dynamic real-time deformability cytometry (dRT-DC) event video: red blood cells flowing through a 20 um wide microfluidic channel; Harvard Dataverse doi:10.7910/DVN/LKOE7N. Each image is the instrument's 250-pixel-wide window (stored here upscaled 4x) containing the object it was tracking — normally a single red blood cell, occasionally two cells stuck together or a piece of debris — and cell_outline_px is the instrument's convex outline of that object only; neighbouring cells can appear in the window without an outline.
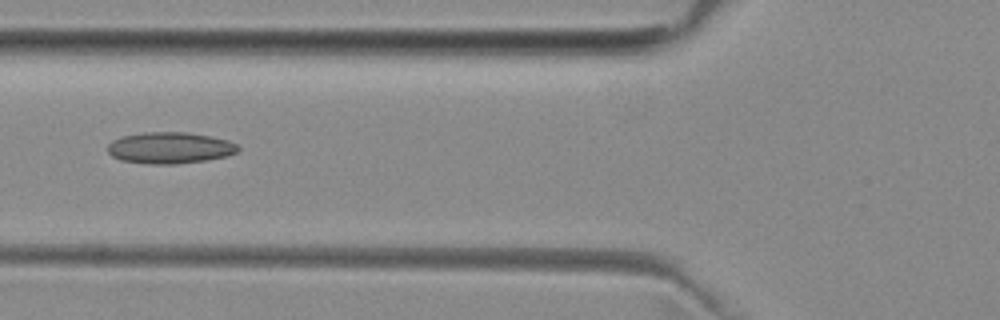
{"species": "common noctule bat (a hibernating species)", "species_latin": "Nyctalus noctula", "temperature_condition": "room temperature", "stored_images_in_passage": 6, "camera_frame_rate_fps": 3000, "um_per_image_px": 0.085, "animal": {"sex": "female", "body_mass_g": 29.2, "forearm_length_mm": 56.3}, "frame": {"image": 1, "passage_image": 5, "time_ms": 4.667, "image_size_px": [1000, 320], "cell_outline_px": [[240, 148], [236, 152], [228, 156], [204, 160], [176, 164], [148, 164], [120, 160], [112, 156], [108, 152], [108, 144], [112, 140], [124, 136], [144, 132], [188, 132], [212, 136], [228, 140], [236, 144]], "centroid_in_image_um": [14.44, 12.56], "position_along_channel_um": 111.4, "area_um2": 23.93}}
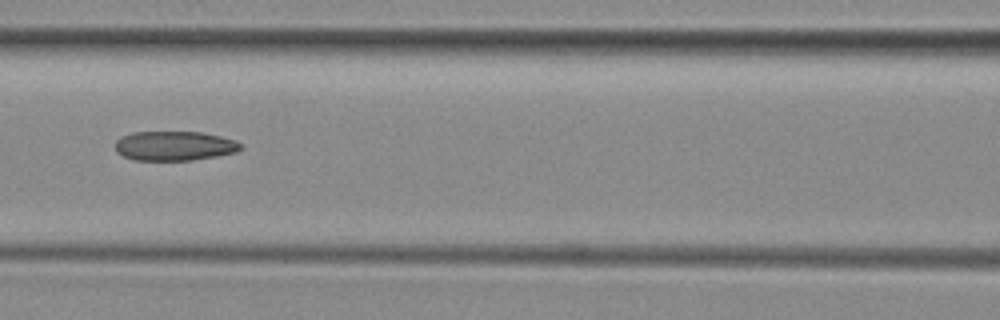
{"frame": {"image": 2, "passage_image": 6, "time_ms": 5.667, "image_size_px": [1000, 320], "cell_outline_px": [[240, 148], [236, 152], [192, 160], [132, 160], [116, 152], [116, 140], [132, 132], [200, 132], [220, 136], [236, 140], [240, 144]], "centroid_in_image_um": [14.8, 12.4], "position_along_channel_um": 151.8, "area_um2": 21.33}}